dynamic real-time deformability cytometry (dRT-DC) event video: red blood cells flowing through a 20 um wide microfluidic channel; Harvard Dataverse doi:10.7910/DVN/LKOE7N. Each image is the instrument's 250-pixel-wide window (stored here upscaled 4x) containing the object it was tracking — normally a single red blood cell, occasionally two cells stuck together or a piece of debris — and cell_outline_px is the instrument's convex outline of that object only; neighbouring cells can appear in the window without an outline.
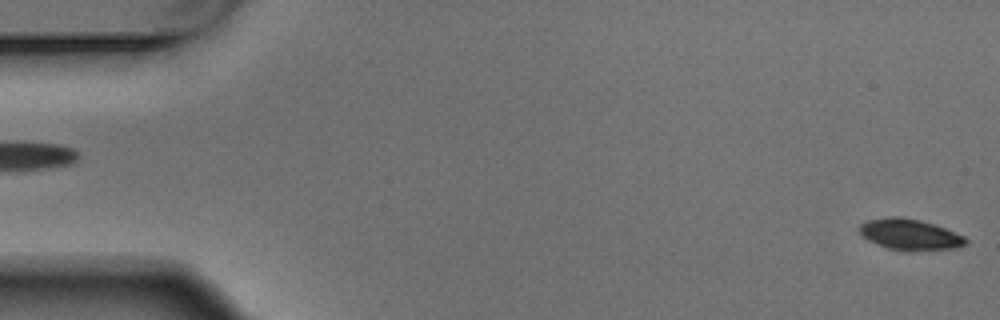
{"species": "Egyptian fruit bat (a non-hibernating species)", "species_latin": "Rousettus aegyptiacus", "temperature_condition": "warm", "stored_images_in_passage": 4, "segment_of_instrument_passage": [2, 2], "camera_frame_rate_fps": 3000, "um_per_image_px": 0.085, "animal": {"sex": "male"}, "frame": {"image": 1, "passage_image": 4, "time_ms": 1.0, "image_size_px": [1000, 320], "cell_outline_px": [[968, 240], [964, 244], [956, 248], [912, 252], [908, 252], [888, 248], [876, 244], [860, 236], [856, 228], [864, 220], [888, 216], [900, 216], [920, 220], [944, 228], [964, 236]], "centroid_in_image_um": [77.25, 19.93], "position_along_channel_um": 7.8, "area_um2": 19.65}}